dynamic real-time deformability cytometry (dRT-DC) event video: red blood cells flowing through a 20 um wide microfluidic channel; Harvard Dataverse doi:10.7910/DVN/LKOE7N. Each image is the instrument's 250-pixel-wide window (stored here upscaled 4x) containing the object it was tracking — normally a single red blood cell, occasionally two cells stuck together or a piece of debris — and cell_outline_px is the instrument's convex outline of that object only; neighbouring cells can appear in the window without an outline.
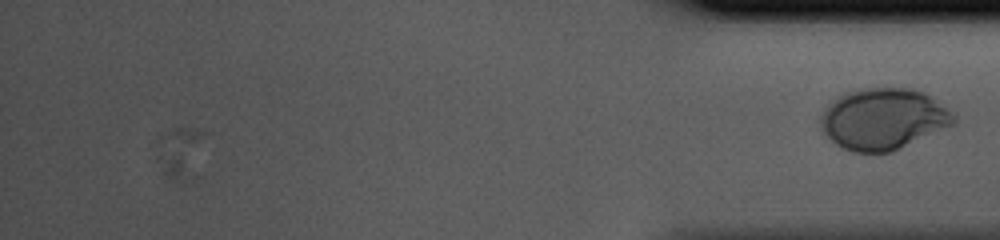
{"species": "human", "species_latin": "Homo sapiens", "temperature_condition": "cold", "stored_images_in_passage": 41, "camera_frame_rate_fps": 3000, "um_per_image_px": 0.085, "donor": {"sex": "male"}, "frame": {"image": 1, "passage_image": 41, "time_ms": 13.333, "image_size_px": [1000, 240], "cell_outline_px": [[956, 124], [892, 152], [852, 152], [836, 144], [820, 128], [820, 116], [824, 108], [840, 96], [864, 88], [912, 88], [924, 92], [956, 116]], "centroid_in_image_um": [75.1, 10.13], "position_along_channel_um": 360.1, "area_um2": 47.22}}